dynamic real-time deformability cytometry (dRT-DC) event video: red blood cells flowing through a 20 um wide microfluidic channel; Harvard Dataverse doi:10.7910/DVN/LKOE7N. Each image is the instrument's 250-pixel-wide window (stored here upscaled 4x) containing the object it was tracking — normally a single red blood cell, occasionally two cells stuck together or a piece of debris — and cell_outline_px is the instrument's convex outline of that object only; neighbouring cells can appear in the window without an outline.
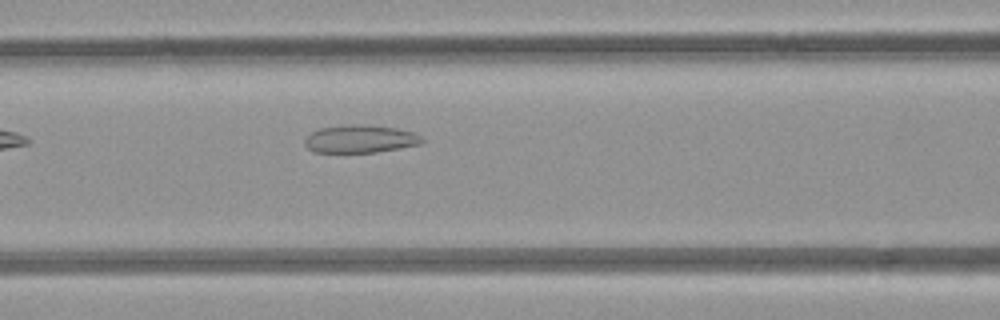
{"species": "common noctule bat (a hibernating species)", "species_latin": "Nyctalus noctula", "temperature_condition": "room temperature", "stored_images_in_passage": 7, "camera_frame_rate_fps": 3000, "um_per_image_px": 0.085, "animal": {"sex": "female", "body_mass_g": 21.9}, "frame": {"image": 1, "passage_image": 6, "time_ms": 6.667, "image_size_px": [1000, 320], "cell_outline_px": [[424, 140], [420, 144], [400, 148], [376, 152], [316, 152], [308, 148], [304, 144], [304, 140], [312, 132], [320, 128], [348, 124], [364, 124], [396, 128], [412, 132], [420, 136]], "centroid_in_image_um": [30.61, 11.8], "position_along_channel_um": 136.0, "area_um2": 18.9}}